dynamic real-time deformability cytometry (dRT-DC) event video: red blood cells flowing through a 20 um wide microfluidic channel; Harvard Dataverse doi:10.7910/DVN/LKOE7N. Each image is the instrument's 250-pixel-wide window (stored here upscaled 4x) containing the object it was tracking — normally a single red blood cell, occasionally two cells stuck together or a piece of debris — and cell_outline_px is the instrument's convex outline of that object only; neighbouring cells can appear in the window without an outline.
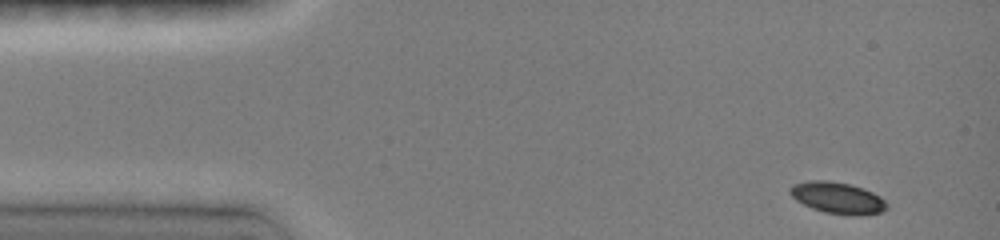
{"species": "common noctule bat (a hibernating species)", "species_latin": "Nyctalus noctula", "temperature_condition": "room temperature", "stored_images_in_passage": 21, "camera_frame_rate_fps": 3000, "um_per_image_px": 0.085, "animal": {"sex": "female", "body_mass_g": 19.0, "forearm_length_mm": 51.5}, "frame": {"image": 1, "passage_image": 1, "time_ms": 0.0, "image_size_px": [1000, 240], "cell_outline_px": [[888, 208], [880, 212], [860, 216], [856, 216], [824, 212], [812, 208], [796, 200], [788, 192], [788, 188], [792, 184], [808, 180], [828, 180], [848, 184], [872, 192], [880, 196], [888, 204]], "centroid_in_image_um": [71.17, 16.82], "position_along_channel_um": 13.8, "area_um2": 17.8}}
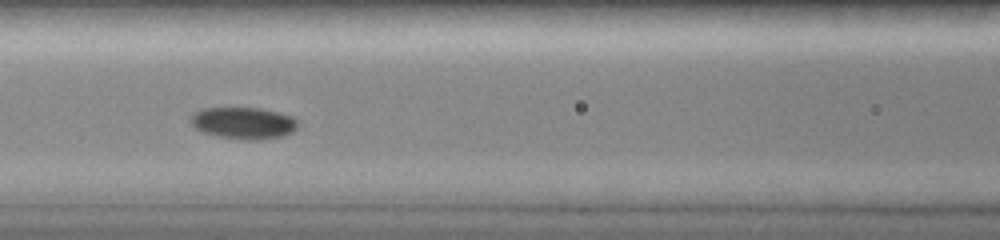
{"frame": {"image": 2, "passage_image": 9, "time_ms": 5.667, "image_size_px": [1000, 240], "cell_outline_px": [[296, 128], [292, 132], [284, 136], [260, 140], [244, 140], [220, 136], [204, 132], [196, 128], [192, 124], [192, 112], [200, 108], [260, 108], [292, 116], [296, 120]], "centroid_in_image_um": [20.7, 10.46], "position_along_channel_um": 145.9, "area_um2": 19.71}}
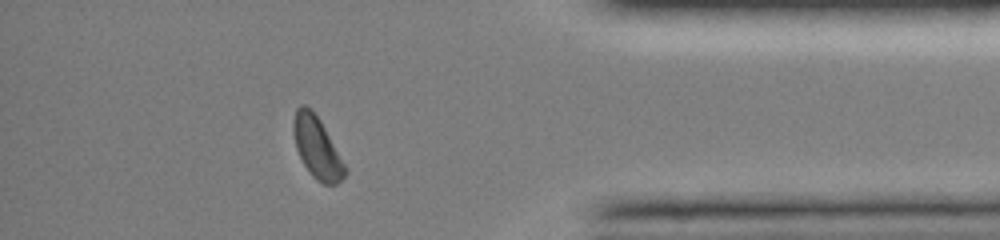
{"frame": {"image": 3, "passage_image": 19, "time_ms": 12.667, "image_size_px": [1000, 240], "cell_outline_px": [[348, 172], [336, 184], [324, 184], [316, 180], [312, 176], [304, 164], [296, 148], [292, 132], [292, 124], [296, 108], [300, 104], [304, 104], [312, 108], [320, 120], [344, 164]], "centroid_in_image_um": [26.9, 12.51], "position_along_channel_um": 408.3, "area_um2": 18.32}, "authors_computed_cell_mechanics": {"area_um2": 18.9006, "velocity_mm_per_s": 3.9975, "shape_relaxation_time_tau1_ms": 1.8448, "shape_relaxation_time_tau2_ms": null, "deformation_change_tau1": 0.0788, "deformation_change_tau2": null}}